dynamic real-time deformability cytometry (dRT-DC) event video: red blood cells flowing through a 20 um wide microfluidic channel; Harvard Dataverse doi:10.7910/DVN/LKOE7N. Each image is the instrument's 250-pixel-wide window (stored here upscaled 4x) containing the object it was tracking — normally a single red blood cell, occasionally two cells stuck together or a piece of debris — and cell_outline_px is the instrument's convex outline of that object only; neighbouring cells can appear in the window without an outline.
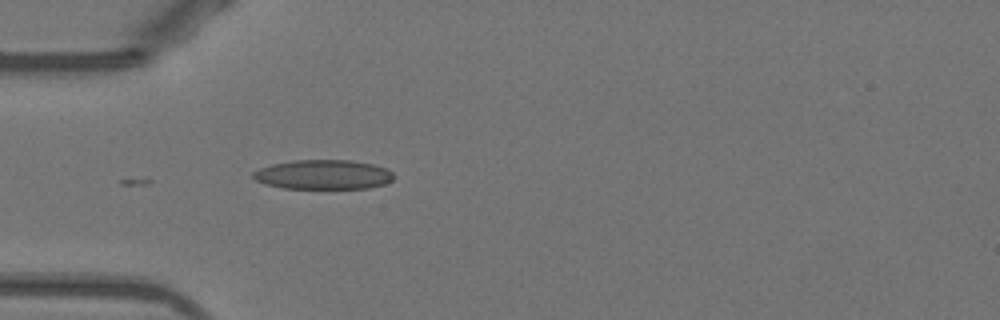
{"species": "Egyptian fruit bat (a non-hibernating species)", "species_latin": "Rousettus aegyptiacus", "temperature_condition": "warm", "stored_images_in_passage": 23, "camera_frame_rate_fps": 3000, "um_per_image_px": 0.085, "animal": {"sex": "female"}, "frame": {"image": 1, "passage_image": 1, "time_ms": 0.0, "image_size_px": [1000, 320], "cell_outline_px": [[396, 176], [392, 180], [384, 184], [368, 188], [284, 188], [264, 184], [256, 180], [252, 176], [252, 172], [260, 168], [272, 164], [292, 160], [352, 160], [372, 164], [388, 168]], "centroid_in_image_um": [27.49, 14.83], "position_along_channel_um": 57.5, "area_um2": 24.28}}
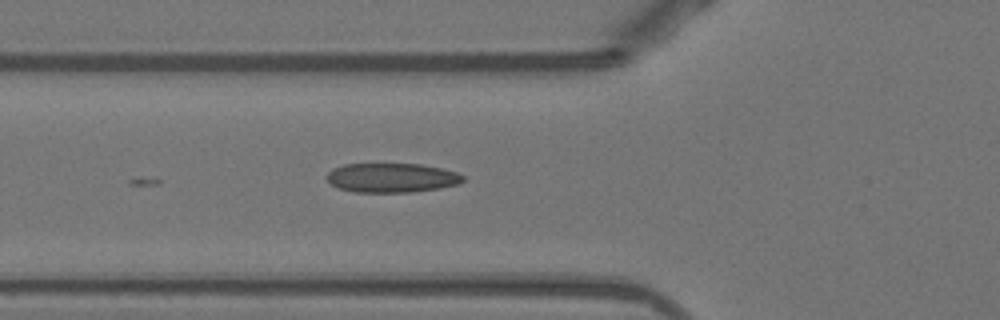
{"frame": {"image": 2, "passage_image": 4, "time_ms": 1.0, "image_size_px": [1000, 320], "cell_outline_px": [[464, 180], [460, 184], [440, 188], [408, 192], [352, 192], [340, 188], [332, 184], [328, 180], [328, 172], [332, 168], [344, 164], [420, 164], [440, 168], [456, 172], [464, 176]], "centroid_in_image_um": [33.31, 15.11], "position_along_channel_um": 92.5, "area_um2": 23.18}}
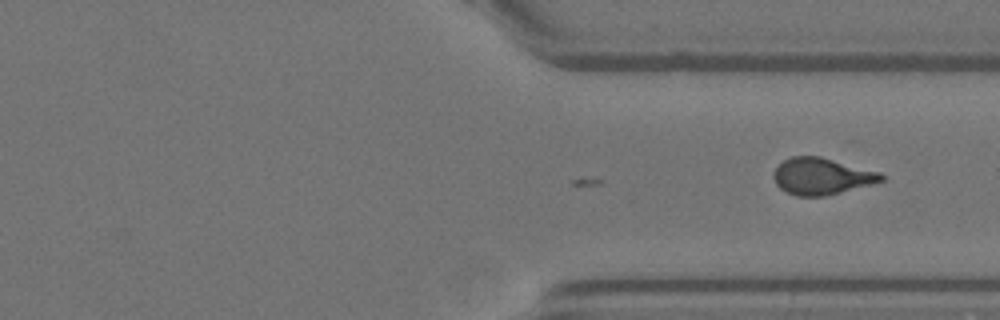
{"frame": {"image": 3, "passage_image": 23, "time_ms": 7.333, "image_size_px": [1000, 320], "cell_outline_px": [[884, 180], [840, 192], [824, 196], [796, 196], [780, 188], [776, 184], [772, 176], [776, 168], [784, 160], [792, 156], [820, 156], [880, 172], [884, 176]], "centroid_in_image_um": [69.81, 14.97], "position_along_channel_um": 341.6, "area_um2": 22.72}}